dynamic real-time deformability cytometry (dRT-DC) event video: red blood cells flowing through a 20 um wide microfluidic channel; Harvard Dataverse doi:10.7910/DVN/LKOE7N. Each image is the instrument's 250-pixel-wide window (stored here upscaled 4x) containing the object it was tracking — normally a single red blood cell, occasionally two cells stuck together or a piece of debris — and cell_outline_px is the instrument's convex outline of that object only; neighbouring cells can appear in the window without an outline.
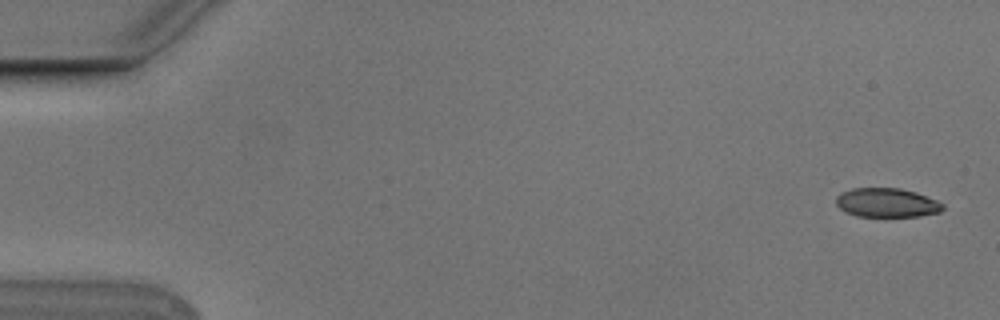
{"species": "Egyptian fruit bat (a non-hibernating species)", "species_latin": "Rousettus aegyptiacus", "temperature_condition": "cold", "stored_images_in_passage": 4, "camera_frame_rate_fps": 3000, "um_per_image_px": 0.085, "animal": {"sex": "male"}, "frame": {"image": 1, "passage_image": 1, "time_ms": 0.0, "image_size_px": [1000, 320], "cell_outline_px": [[944, 208], [940, 212], [920, 216], [856, 216], [844, 212], [836, 204], [836, 196], [840, 192], [852, 188], [900, 188], [916, 192], [936, 200], [944, 204]], "centroid_in_image_um": [75.36, 17.22], "position_along_channel_um": 9.6, "area_um2": 18.21}}